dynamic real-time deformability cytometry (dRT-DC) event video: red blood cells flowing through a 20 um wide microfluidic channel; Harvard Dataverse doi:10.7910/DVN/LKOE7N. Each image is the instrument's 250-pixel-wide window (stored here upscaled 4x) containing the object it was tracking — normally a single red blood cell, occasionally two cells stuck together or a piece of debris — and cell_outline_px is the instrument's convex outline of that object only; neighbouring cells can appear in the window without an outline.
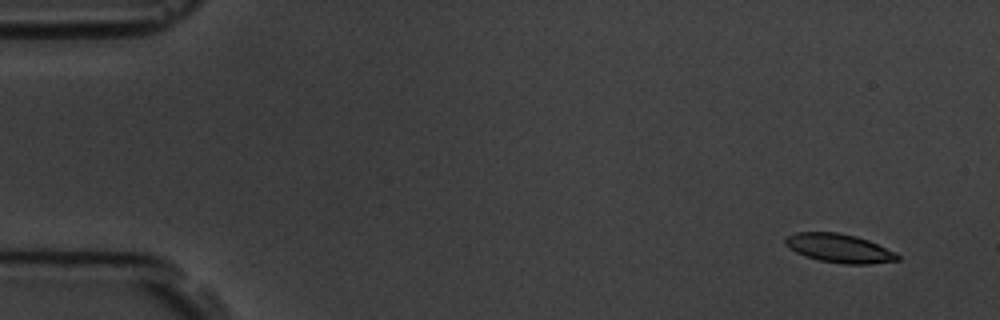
{"species": "common noctule bat (a hibernating species)", "species_latin": "Nyctalus noctula", "temperature_condition": "room temperature", "stored_images_in_passage": 5, "camera_frame_rate_fps": 3000, "um_per_image_px": 0.085, "animal": {"sex": "male", "body_mass_g": 19.5, "forearm_length_mm": 54.6}, "frame": {"image": 1, "passage_image": 1, "time_ms": 0.0, "image_size_px": [1000, 320], "cell_outline_px": [[900, 260], [868, 264], [844, 264], [820, 260], [804, 256], [796, 252], [784, 244], [784, 236], [796, 232], [840, 232], [856, 236], [868, 240], [896, 252], [900, 256]], "centroid_in_image_um": [71.32, 21.09], "position_along_channel_um": 13.7, "area_um2": 18.96}}